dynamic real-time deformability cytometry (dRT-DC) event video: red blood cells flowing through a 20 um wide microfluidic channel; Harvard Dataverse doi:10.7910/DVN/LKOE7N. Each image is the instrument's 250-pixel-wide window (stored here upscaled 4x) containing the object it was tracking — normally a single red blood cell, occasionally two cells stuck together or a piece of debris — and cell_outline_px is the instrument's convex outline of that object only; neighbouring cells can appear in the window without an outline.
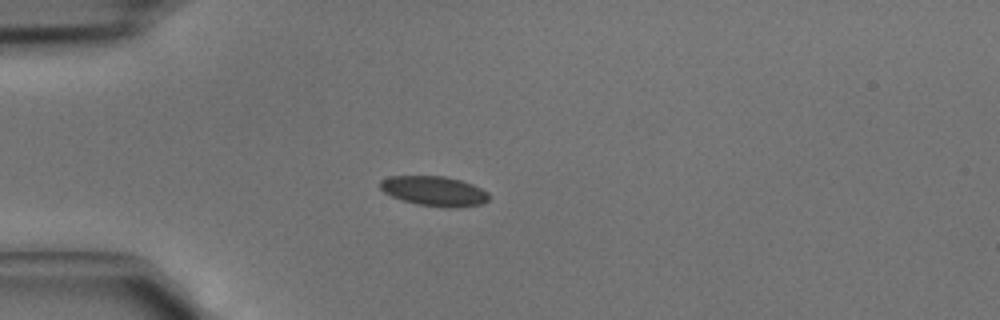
{"species": "common noctule bat (a hibernating species)", "species_latin": "Nyctalus noctula", "temperature_condition": "cold", "stored_images_in_passage": 3, "camera_frame_rate_fps": 3000, "um_per_image_px": 0.085, "animal": {"sex": "male", "body_mass_g": 15.6}, "frame": {"image": 1, "passage_image": 3, "time_ms": 0.667, "image_size_px": [1000, 320], "cell_outline_px": [[488, 200], [484, 204], [452, 208], [420, 204], [404, 200], [392, 196], [384, 192], [380, 188], [380, 180], [388, 176], [444, 176], [460, 180], [472, 184], [488, 192]], "centroid_in_image_um": [36.91, 16.23], "position_along_channel_um": 48.1, "area_um2": 18.73}}